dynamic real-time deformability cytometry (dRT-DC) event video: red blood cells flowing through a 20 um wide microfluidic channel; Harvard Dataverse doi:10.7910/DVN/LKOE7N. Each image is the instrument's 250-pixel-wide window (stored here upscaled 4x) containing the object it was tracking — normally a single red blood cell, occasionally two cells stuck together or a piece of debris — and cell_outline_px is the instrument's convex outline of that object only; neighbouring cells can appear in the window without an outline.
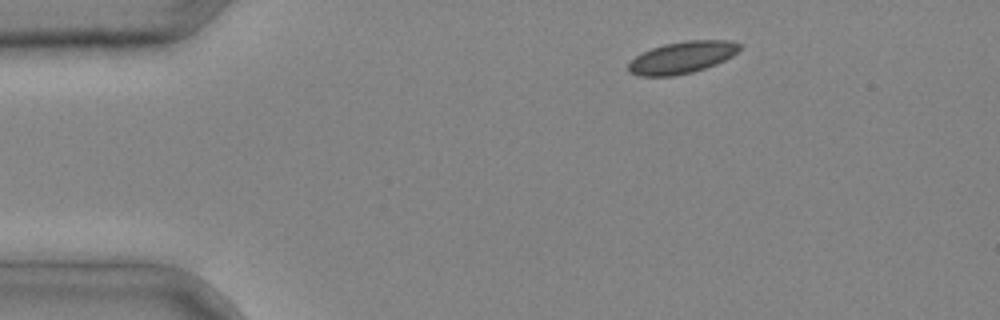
{"species": "common noctule bat (a hibernating species)", "species_latin": "Nyctalus noctula", "temperature_condition": "cold", "stored_images_in_passage": 2, "camera_frame_rate_fps": 3000, "um_per_image_px": 0.085, "animal": {"sex": "male", "body_mass_g": 20.4}, "frame": {"image": 1, "passage_image": 1, "time_ms": 0.0, "image_size_px": [1000, 320], "cell_outline_px": [[740, 48], [732, 56], [716, 64], [692, 72], [676, 76], [640, 76], [628, 72], [628, 64], [636, 56], [652, 48], [664, 44], [684, 40], [728, 40], [740, 44]], "centroid_in_image_um": [57.96, 4.88], "position_along_channel_um": 27.0, "area_um2": 20.58}}